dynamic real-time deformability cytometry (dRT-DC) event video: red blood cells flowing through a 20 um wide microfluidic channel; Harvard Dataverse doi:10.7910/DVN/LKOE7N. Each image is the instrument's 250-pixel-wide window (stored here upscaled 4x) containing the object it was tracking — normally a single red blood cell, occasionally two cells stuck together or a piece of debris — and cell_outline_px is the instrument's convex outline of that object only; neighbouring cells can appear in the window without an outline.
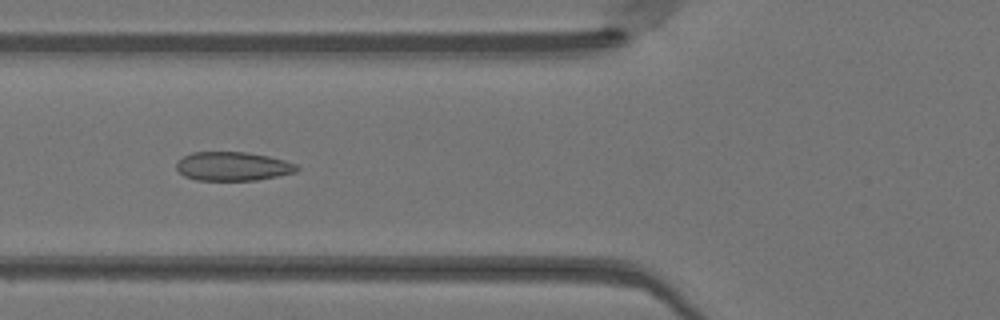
{"species": "Egyptian fruit bat (a non-hibernating species)", "species_latin": "Rousettus aegyptiacus", "temperature_condition": "warm", "stored_images_in_passage": 37, "camera_frame_rate_fps": 3000, "um_per_image_px": 0.085, "animal": {"sex": "female"}, "frame": {"image": 1, "passage_image": 13, "time_ms": 4.0, "image_size_px": [1000, 320], "cell_outline_px": [[300, 168], [296, 172], [256, 180], [196, 180], [184, 176], [176, 168], [176, 164], [184, 156], [192, 152], [244, 152], [268, 156], [284, 160], [296, 164]], "centroid_in_image_um": [19.79, 14.14], "position_along_channel_um": 106.0, "area_um2": 20.11}}
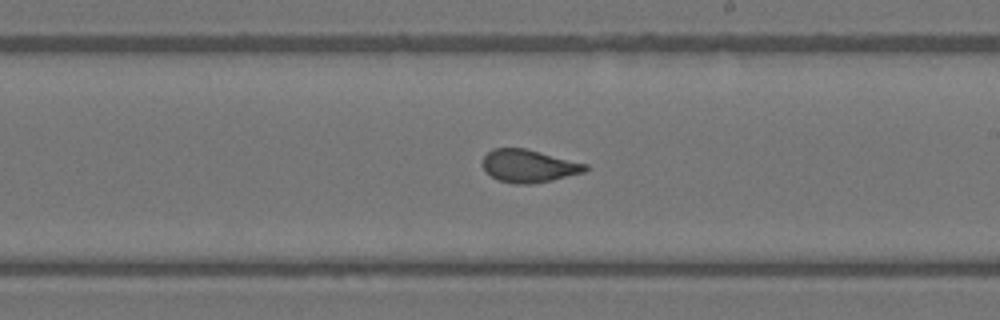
{"frame": {"image": 2, "passage_image": 23, "time_ms": 7.333, "image_size_px": [1000, 320], "cell_outline_px": [[588, 168], [584, 172], [552, 180], [532, 184], [516, 184], [500, 180], [484, 172], [480, 160], [492, 148], [524, 148], [588, 164]], "centroid_in_image_um": [44.9, 14.1], "position_along_channel_um": 244.1, "area_um2": 19.65}}
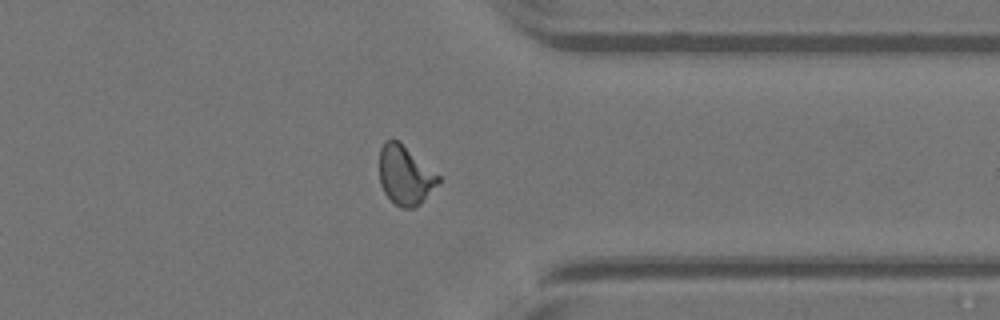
{"frame": {"image": 3, "passage_image": 33, "time_ms": 10.667, "image_size_px": [1000, 320], "cell_outline_px": [[440, 180], [420, 204], [416, 208], [400, 208], [384, 192], [380, 184], [380, 148], [384, 140], [396, 140], [440, 176]], "centroid_in_image_um": [34.41, 14.92], "position_along_channel_um": 377.0, "area_um2": 19.77}, "authors_computed_cell_mechanics": {"area_um2": 20.2878, "velocity_mm_per_s": 4.1362, "shape_relaxation_time_tau1_ms": null, "shape_relaxation_time_tau2_ms": 0.6102, "deformation_change_tau1": null, "deformation_change_tau2": 0.0613}}